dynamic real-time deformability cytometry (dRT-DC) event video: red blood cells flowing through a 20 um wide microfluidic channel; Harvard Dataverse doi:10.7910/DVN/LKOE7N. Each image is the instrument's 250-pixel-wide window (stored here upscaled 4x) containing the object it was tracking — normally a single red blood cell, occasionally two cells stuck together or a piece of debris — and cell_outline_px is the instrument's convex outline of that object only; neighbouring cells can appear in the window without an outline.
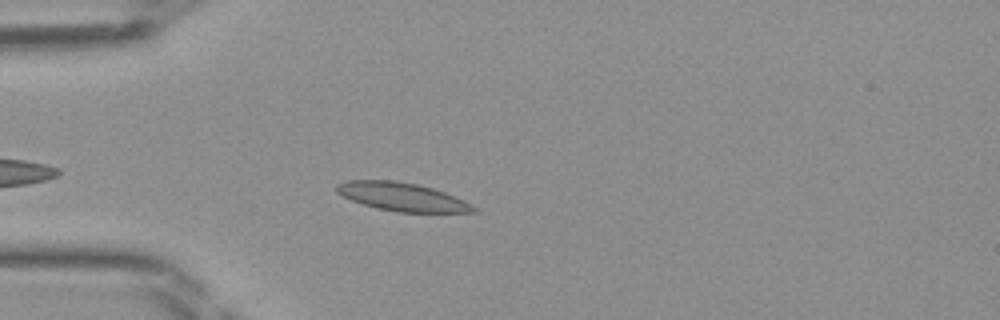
{"species": "Egyptian fruit bat (a non-hibernating species)", "species_latin": "Rousettus aegyptiacus", "temperature_condition": "room temperature", "stored_images_in_passage": 30, "camera_frame_rate_fps": 3000, "um_per_image_px": 0.085, "frame": {"image": 1, "passage_image": 5, "time_ms": 1.333, "image_size_px": [1000, 320], "cell_outline_px": [[476, 212], [396, 212], [376, 208], [352, 200], [336, 192], [336, 184], [348, 180], [396, 180], [416, 184], [432, 188], [444, 192], [464, 200], [472, 204], [476, 208]], "centroid_in_image_um": [34.17, 16.72], "position_along_channel_um": 50.8, "area_um2": 22.48}}
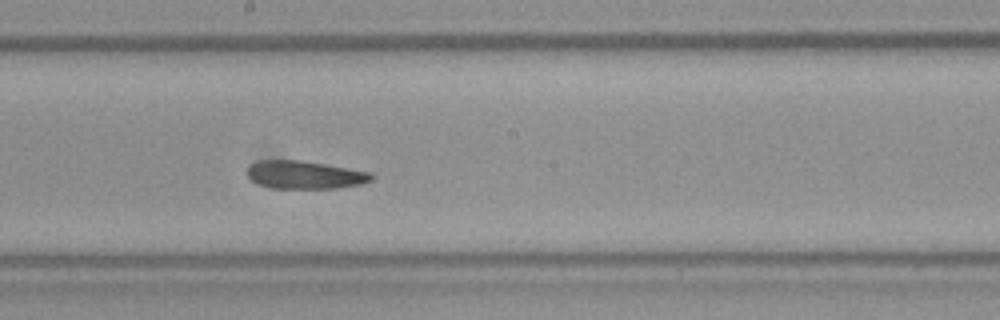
{"frame": {"image": 2, "passage_image": 18, "time_ms": 5.667, "image_size_px": [1000, 320], "cell_outline_px": [[376, 176], [372, 180], [360, 184], [336, 188], [272, 188], [256, 184], [248, 176], [248, 168], [256, 160], [300, 160], [372, 172]], "centroid_in_image_um": [25.92, 14.86], "position_along_channel_um": 222.3, "area_um2": 20.29}}
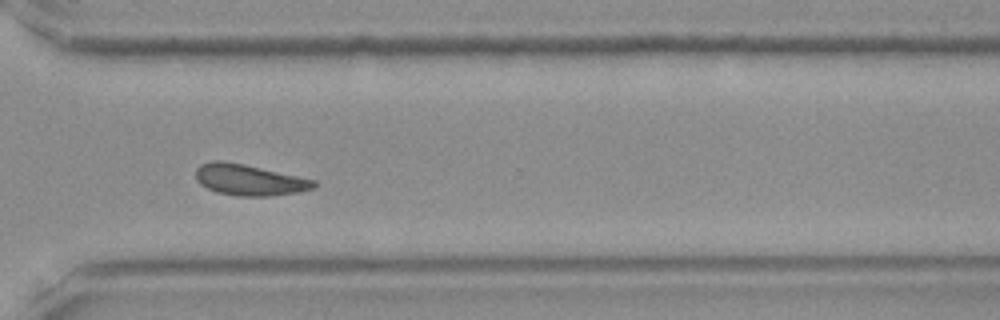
{"frame": {"image": 3, "passage_image": 27, "time_ms": 8.667, "image_size_px": [1000, 320], "cell_outline_px": [[316, 184], [312, 188], [296, 192], [272, 196], [236, 196], [216, 192], [200, 184], [196, 180], [196, 168], [200, 164], [212, 160], [220, 160], [244, 164], [316, 180]], "centroid_in_image_um": [21.14, 15.28], "position_along_channel_um": 349.5, "area_um2": 21.33}}